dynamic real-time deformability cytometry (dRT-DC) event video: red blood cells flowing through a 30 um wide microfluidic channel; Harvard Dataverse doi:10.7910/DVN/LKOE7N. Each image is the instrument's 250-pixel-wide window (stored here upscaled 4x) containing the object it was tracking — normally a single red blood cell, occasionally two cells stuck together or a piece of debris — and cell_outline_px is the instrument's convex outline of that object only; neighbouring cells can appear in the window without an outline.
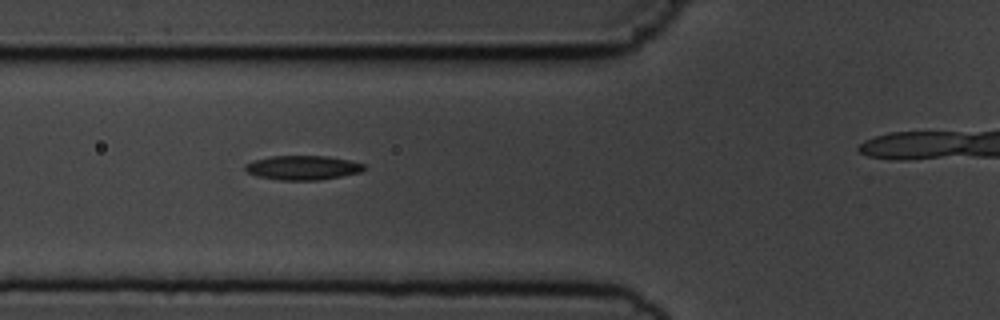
{"species": "common noctule bat (a hibernating species)", "species_latin": "Nyctalus noctula", "temperature_condition": "cold", "stored_images_in_passage": 5, "camera_frame_rate_fps": 3000, "um_per_image_px": 0.085, "animal": {"sex": "male", "body_mass_g": 19.5, "forearm_length_mm": 54.6}, "frame": {"image": 1, "passage_image": 4, "time_ms": 3.333, "image_size_px": [1000, 320], "cell_outline_px": [[364, 168], [360, 172], [320, 180], [280, 180], [256, 176], [248, 172], [244, 168], [244, 164], [252, 160], [272, 156], [328, 156], [348, 160], [364, 164]], "centroid_in_image_um": [25.68, 14.25], "position_along_channel_um": 100.1, "area_um2": 16.76}}